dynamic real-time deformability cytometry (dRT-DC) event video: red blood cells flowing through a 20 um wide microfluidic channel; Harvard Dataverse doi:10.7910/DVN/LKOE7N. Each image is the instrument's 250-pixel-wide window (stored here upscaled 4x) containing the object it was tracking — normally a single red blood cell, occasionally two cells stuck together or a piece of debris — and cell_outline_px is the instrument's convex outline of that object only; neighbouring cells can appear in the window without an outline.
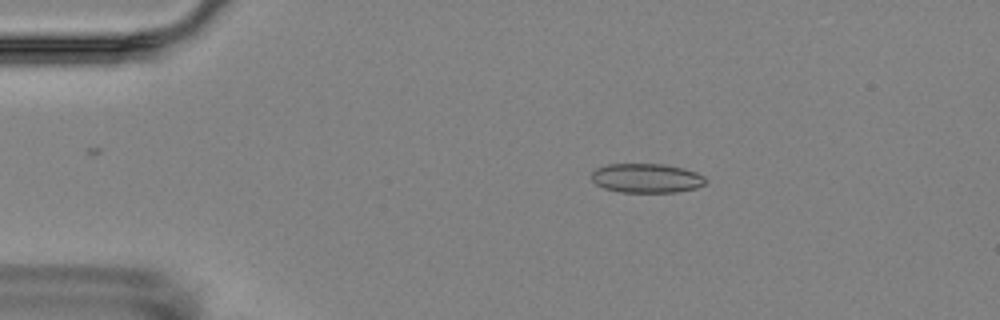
{"species": "Egyptian fruit bat (a non-hibernating species)", "species_latin": "Rousettus aegyptiacus", "temperature_condition": "room temperature", "stored_images_in_passage": 4, "camera_frame_rate_fps": 3000, "um_per_image_px": 0.085, "animal": {"sex": "female"}, "frame": {"image": 1, "passage_image": 2, "time_ms": 1.0, "image_size_px": [1000, 320], "cell_outline_px": [[708, 180], [704, 184], [696, 188], [676, 192], [620, 192], [604, 188], [596, 184], [592, 180], [592, 172], [596, 168], [608, 164], [664, 164], [684, 168], [696, 172], [704, 176]], "centroid_in_image_um": [54.97, 15.14], "position_along_channel_um": 30.0, "area_um2": 19.54}}